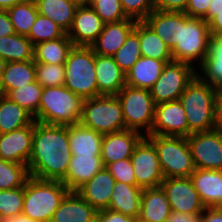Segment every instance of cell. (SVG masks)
Returning a JSON list of instances; mask_svg holds the SVG:
<instances>
[{
  "mask_svg": "<svg viewBox=\"0 0 222 222\" xmlns=\"http://www.w3.org/2000/svg\"><path fill=\"white\" fill-rule=\"evenodd\" d=\"M115 183L114 177L103 167L76 192L96 211H101L109 208Z\"/></svg>",
  "mask_w": 222,
  "mask_h": 222,
  "instance_id": "18",
  "label": "cell"
},
{
  "mask_svg": "<svg viewBox=\"0 0 222 222\" xmlns=\"http://www.w3.org/2000/svg\"><path fill=\"white\" fill-rule=\"evenodd\" d=\"M42 89L43 87L35 81L12 90L7 97L34 117L39 111Z\"/></svg>",
  "mask_w": 222,
  "mask_h": 222,
  "instance_id": "37",
  "label": "cell"
},
{
  "mask_svg": "<svg viewBox=\"0 0 222 222\" xmlns=\"http://www.w3.org/2000/svg\"><path fill=\"white\" fill-rule=\"evenodd\" d=\"M97 211L76 191H69L50 222H95Z\"/></svg>",
  "mask_w": 222,
  "mask_h": 222,
  "instance_id": "22",
  "label": "cell"
},
{
  "mask_svg": "<svg viewBox=\"0 0 222 222\" xmlns=\"http://www.w3.org/2000/svg\"><path fill=\"white\" fill-rule=\"evenodd\" d=\"M67 33L48 17L38 14L27 36L33 45L64 37Z\"/></svg>",
  "mask_w": 222,
  "mask_h": 222,
  "instance_id": "39",
  "label": "cell"
},
{
  "mask_svg": "<svg viewBox=\"0 0 222 222\" xmlns=\"http://www.w3.org/2000/svg\"><path fill=\"white\" fill-rule=\"evenodd\" d=\"M104 24L89 4L79 5L67 36L74 46H91L103 30Z\"/></svg>",
  "mask_w": 222,
  "mask_h": 222,
  "instance_id": "15",
  "label": "cell"
},
{
  "mask_svg": "<svg viewBox=\"0 0 222 222\" xmlns=\"http://www.w3.org/2000/svg\"><path fill=\"white\" fill-rule=\"evenodd\" d=\"M15 29L10 21L7 10H0V37L15 34Z\"/></svg>",
  "mask_w": 222,
  "mask_h": 222,
  "instance_id": "49",
  "label": "cell"
},
{
  "mask_svg": "<svg viewBox=\"0 0 222 222\" xmlns=\"http://www.w3.org/2000/svg\"><path fill=\"white\" fill-rule=\"evenodd\" d=\"M145 136L157 150L164 178L190 177L196 167L186 137Z\"/></svg>",
  "mask_w": 222,
  "mask_h": 222,
  "instance_id": "7",
  "label": "cell"
},
{
  "mask_svg": "<svg viewBox=\"0 0 222 222\" xmlns=\"http://www.w3.org/2000/svg\"><path fill=\"white\" fill-rule=\"evenodd\" d=\"M69 191L62 181L29 176L24 184L22 215L37 222H50Z\"/></svg>",
  "mask_w": 222,
  "mask_h": 222,
  "instance_id": "4",
  "label": "cell"
},
{
  "mask_svg": "<svg viewBox=\"0 0 222 222\" xmlns=\"http://www.w3.org/2000/svg\"><path fill=\"white\" fill-rule=\"evenodd\" d=\"M64 66L67 89L83 100L98 96L95 53L91 46H73Z\"/></svg>",
  "mask_w": 222,
  "mask_h": 222,
  "instance_id": "6",
  "label": "cell"
},
{
  "mask_svg": "<svg viewBox=\"0 0 222 222\" xmlns=\"http://www.w3.org/2000/svg\"><path fill=\"white\" fill-rule=\"evenodd\" d=\"M171 49L173 61L200 65L208 54L211 32L202 18L185 12L152 11L143 20Z\"/></svg>",
  "mask_w": 222,
  "mask_h": 222,
  "instance_id": "1",
  "label": "cell"
},
{
  "mask_svg": "<svg viewBox=\"0 0 222 222\" xmlns=\"http://www.w3.org/2000/svg\"><path fill=\"white\" fill-rule=\"evenodd\" d=\"M195 69L196 67L185 62L167 63L158 80L149 89L155 105L179 100L189 83L197 75Z\"/></svg>",
  "mask_w": 222,
  "mask_h": 222,
  "instance_id": "10",
  "label": "cell"
},
{
  "mask_svg": "<svg viewBox=\"0 0 222 222\" xmlns=\"http://www.w3.org/2000/svg\"><path fill=\"white\" fill-rule=\"evenodd\" d=\"M78 3L79 5L89 4L91 0H72Z\"/></svg>",
  "mask_w": 222,
  "mask_h": 222,
  "instance_id": "57",
  "label": "cell"
},
{
  "mask_svg": "<svg viewBox=\"0 0 222 222\" xmlns=\"http://www.w3.org/2000/svg\"><path fill=\"white\" fill-rule=\"evenodd\" d=\"M83 99L64 85L42 89L36 122L56 125H73L80 122Z\"/></svg>",
  "mask_w": 222,
  "mask_h": 222,
  "instance_id": "5",
  "label": "cell"
},
{
  "mask_svg": "<svg viewBox=\"0 0 222 222\" xmlns=\"http://www.w3.org/2000/svg\"><path fill=\"white\" fill-rule=\"evenodd\" d=\"M35 77L43 88L64 85L65 66L35 62Z\"/></svg>",
  "mask_w": 222,
  "mask_h": 222,
  "instance_id": "41",
  "label": "cell"
},
{
  "mask_svg": "<svg viewBox=\"0 0 222 222\" xmlns=\"http://www.w3.org/2000/svg\"><path fill=\"white\" fill-rule=\"evenodd\" d=\"M215 126L222 131V89H219L215 99Z\"/></svg>",
  "mask_w": 222,
  "mask_h": 222,
  "instance_id": "52",
  "label": "cell"
},
{
  "mask_svg": "<svg viewBox=\"0 0 222 222\" xmlns=\"http://www.w3.org/2000/svg\"><path fill=\"white\" fill-rule=\"evenodd\" d=\"M218 90L196 75L179 97L186 111L188 136L216 129L215 99Z\"/></svg>",
  "mask_w": 222,
  "mask_h": 222,
  "instance_id": "3",
  "label": "cell"
},
{
  "mask_svg": "<svg viewBox=\"0 0 222 222\" xmlns=\"http://www.w3.org/2000/svg\"><path fill=\"white\" fill-rule=\"evenodd\" d=\"M24 185L19 188L0 190V218H13L22 215Z\"/></svg>",
  "mask_w": 222,
  "mask_h": 222,
  "instance_id": "40",
  "label": "cell"
},
{
  "mask_svg": "<svg viewBox=\"0 0 222 222\" xmlns=\"http://www.w3.org/2000/svg\"><path fill=\"white\" fill-rule=\"evenodd\" d=\"M211 0H189L185 13L192 18H202L207 22Z\"/></svg>",
  "mask_w": 222,
  "mask_h": 222,
  "instance_id": "45",
  "label": "cell"
},
{
  "mask_svg": "<svg viewBox=\"0 0 222 222\" xmlns=\"http://www.w3.org/2000/svg\"><path fill=\"white\" fill-rule=\"evenodd\" d=\"M106 169L111 173L116 182L136 185V178L130 158L110 163L106 166Z\"/></svg>",
  "mask_w": 222,
  "mask_h": 222,
  "instance_id": "44",
  "label": "cell"
},
{
  "mask_svg": "<svg viewBox=\"0 0 222 222\" xmlns=\"http://www.w3.org/2000/svg\"><path fill=\"white\" fill-rule=\"evenodd\" d=\"M189 0H155V10L185 12Z\"/></svg>",
  "mask_w": 222,
  "mask_h": 222,
  "instance_id": "47",
  "label": "cell"
},
{
  "mask_svg": "<svg viewBox=\"0 0 222 222\" xmlns=\"http://www.w3.org/2000/svg\"><path fill=\"white\" fill-rule=\"evenodd\" d=\"M15 32L22 36H28L32 25L38 16V8L35 0H23L7 10Z\"/></svg>",
  "mask_w": 222,
  "mask_h": 222,
  "instance_id": "35",
  "label": "cell"
},
{
  "mask_svg": "<svg viewBox=\"0 0 222 222\" xmlns=\"http://www.w3.org/2000/svg\"><path fill=\"white\" fill-rule=\"evenodd\" d=\"M68 137L72 156H101L103 134L77 123L68 125Z\"/></svg>",
  "mask_w": 222,
  "mask_h": 222,
  "instance_id": "23",
  "label": "cell"
},
{
  "mask_svg": "<svg viewBox=\"0 0 222 222\" xmlns=\"http://www.w3.org/2000/svg\"><path fill=\"white\" fill-rule=\"evenodd\" d=\"M79 123L103 135L125 130L119 99L116 95H99L85 99Z\"/></svg>",
  "mask_w": 222,
  "mask_h": 222,
  "instance_id": "8",
  "label": "cell"
},
{
  "mask_svg": "<svg viewBox=\"0 0 222 222\" xmlns=\"http://www.w3.org/2000/svg\"><path fill=\"white\" fill-rule=\"evenodd\" d=\"M73 46L67 34L55 40L37 43L34 45L33 60L38 63L64 64Z\"/></svg>",
  "mask_w": 222,
  "mask_h": 222,
  "instance_id": "29",
  "label": "cell"
},
{
  "mask_svg": "<svg viewBox=\"0 0 222 222\" xmlns=\"http://www.w3.org/2000/svg\"><path fill=\"white\" fill-rule=\"evenodd\" d=\"M166 64L163 60L141 56L127 71L126 85L149 90L158 80Z\"/></svg>",
  "mask_w": 222,
  "mask_h": 222,
  "instance_id": "27",
  "label": "cell"
},
{
  "mask_svg": "<svg viewBox=\"0 0 222 222\" xmlns=\"http://www.w3.org/2000/svg\"><path fill=\"white\" fill-rule=\"evenodd\" d=\"M68 126L34 120L32 152L28 161L29 176L63 181L71 161Z\"/></svg>",
  "mask_w": 222,
  "mask_h": 222,
  "instance_id": "2",
  "label": "cell"
},
{
  "mask_svg": "<svg viewBox=\"0 0 222 222\" xmlns=\"http://www.w3.org/2000/svg\"><path fill=\"white\" fill-rule=\"evenodd\" d=\"M197 75L204 81L218 89H222V38L211 37L206 58Z\"/></svg>",
  "mask_w": 222,
  "mask_h": 222,
  "instance_id": "30",
  "label": "cell"
},
{
  "mask_svg": "<svg viewBox=\"0 0 222 222\" xmlns=\"http://www.w3.org/2000/svg\"><path fill=\"white\" fill-rule=\"evenodd\" d=\"M125 14L136 21H143L155 10V0H120Z\"/></svg>",
  "mask_w": 222,
  "mask_h": 222,
  "instance_id": "43",
  "label": "cell"
},
{
  "mask_svg": "<svg viewBox=\"0 0 222 222\" xmlns=\"http://www.w3.org/2000/svg\"><path fill=\"white\" fill-rule=\"evenodd\" d=\"M166 194L171 211L201 215L205 207L190 177L165 178L160 185Z\"/></svg>",
  "mask_w": 222,
  "mask_h": 222,
  "instance_id": "13",
  "label": "cell"
},
{
  "mask_svg": "<svg viewBox=\"0 0 222 222\" xmlns=\"http://www.w3.org/2000/svg\"><path fill=\"white\" fill-rule=\"evenodd\" d=\"M138 36L142 56L166 63L173 61L171 49L144 21H138Z\"/></svg>",
  "mask_w": 222,
  "mask_h": 222,
  "instance_id": "31",
  "label": "cell"
},
{
  "mask_svg": "<svg viewBox=\"0 0 222 222\" xmlns=\"http://www.w3.org/2000/svg\"><path fill=\"white\" fill-rule=\"evenodd\" d=\"M95 71L99 95H117L126 85V73L113 56L95 54Z\"/></svg>",
  "mask_w": 222,
  "mask_h": 222,
  "instance_id": "20",
  "label": "cell"
},
{
  "mask_svg": "<svg viewBox=\"0 0 222 222\" xmlns=\"http://www.w3.org/2000/svg\"><path fill=\"white\" fill-rule=\"evenodd\" d=\"M208 25L212 37L222 38V9L216 12V16Z\"/></svg>",
  "mask_w": 222,
  "mask_h": 222,
  "instance_id": "50",
  "label": "cell"
},
{
  "mask_svg": "<svg viewBox=\"0 0 222 222\" xmlns=\"http://www.w3.org/2000/svg\"><path fill=\"white\" fill-rule=\"evenodd\" d=\"M133 222H145V221H142L139 218H135Z\"/></svg>",
  "mask_w": 222,
  "mask_h": 222,
  "instance_id": "58",
  "label": "cell"
},
{
  "mask_svg": "<svg viewBox=\"0 0 222 222\" xmlns=\"http://www.w3.org/2000/svg\"><path fill=\"white\" fill-rule=\"evenodd\" d=\"M148 135L188 137L186 111L179 100L155 105L153 126Z\"/></svg>",
  "mask_w": 222,
  "mask_h": 222,
  "instance_id": "14",
  "label": "cell"
},
{
  "mask_svg": "<svg viewBox=\"0 0 222 222\" xmlns=\"http://www.w3.org/2000/svg\"><path fill=\"white\" fill-rule=\"evenodd\" d=\"M38 13L58 24L66 33L71 28L79 4L72 0H35Z\"/></svg>",
  "mask_w": 222,
  "mask_h": 222,
  "instance_id": "28",
  "label": "cell"
},
{
  "mask_svg": "<svg viewBox=\"0 0 222 222\" xmlns=\"http://www.w3.org/2000/svg\"><path fill=\"white\" fill-rule=\"evenodd\" d=\"M34 118L7 96L0 98V134L30 125Z\"/></svg>",
  "mask_w": 222,
  "mask_h": 222,
  "instance_id": "34",
  "label": "cell"
},
{
  "mask_svg": "<svg viewBox=\"0 0 222 222\" xmlns=\"http://www.w3.org/2000/svg\"><path fill=\"white\" fill-rule=\"evenodd\" d=\"M141 56L137 21L135 28L129 33L124 44L113 55V58L120 69L127 73Z\"/></svg>",
  "mask_w": 222,
  "mask_h": 222,
  "instance_id": "36",
  "label": "cell"
},
{
  "mask_svg": "<svg viewBox=\"0 0 222 222\" xmlns=\"http://www.w3.org/2000/svg\"><path fill=\"white\" fill-rule=\"evenodd\" d=\"M142 192L143 189L139 186L116 182L108 209L138 218L141 209Z\"/></svg>",
  "mask_w": 222,
  "mask_h": 222,
  "instance_id": "26",
  "label": "cell"
},
{
  "mask_svg": "<svg viewBox=\"0 0 222 222\" xmlns=\"http://www.w3.org/2000/svg\"><path fill=\"white\" fill-rule=\"evenodd\" d=\"M0 222H37V221H34L33 219L26 217L24 215H18L10 219L0 218Z\"/></svg>",
  "mask_w": 222,
  "mask_h": 222,
  "instance_id": "54",
  "label": "cell"
},
{
  "mask_svg": "<svg viewBox=\"0 0 222 222\" xmlns=\"http://www.w3.org/2000/svg\"><path fill=\"white\" fill-rule=\"evenodd\" d=\"M190 178L205 208L222 207V171L196 168Z\"/></svg>",
  "mask_w": 222,
  "mask_h": 222,
  "instance_id": "19",
  "label": "cell"
},
{
  "mask_svg": "<svg viewBox=\"0 0 222 222\" xmlns=\"http://www.w3.org/2000/svg\"><path fill=\"white\" fill-rule=\"evenodd\" d=\"M145 136L143 132L131 129L104 134L101 142V159L103 166L131 158L136 145Z\"/></svg>",
  "mask_w": 222,
  "mask_h": 222,
  "instance_id": "16",
  "label": "cell"
},
{
  "mask_svg": "<svg viewBox=\"0 0 222 222\" xmlns=\"http://www.w3.org/2000/svg\"><path fill=\"white\" fill-rule=\"evenodd\" d=\"M89 5L104 23L134 20L125 14L120 0H91Z\"/></svg>",
  "mask_w": 222,
  "mask_h": 222,
  "instance_id": "42",
  "label": "cell"
},
{
  "mask_svg": "<svg viewBox=\"0 0 222 222\" xmlns=\"http://www.w3.org/2000/svg\"><path fill=\"white\" fill-rule=\"evenodd\" d=\"M23 0H0V10H8Z\"/></svg>",
  "mask_w": 222,
  "mask_h": 222,
  "instance_id": "55",
  "label": "cell"
},
{
  "mask_svg": "<svg viewBox=\"0 0 222 222\" xmlns=\"http://www.w3.org/2000/svg\"><path fill=\"white\" fill-rule=\"evenodd\" d=\"M198 222H222V207L205 208Z\"/></svg>",
  "mask_w": 222,
  "mask_h": 222,
  "instance_id": "48",
  "label": "cell"
},
{
  "mask_svg": "<svg viewBox=\"0 0 222 222\" xmlns=\"http://www.w3.org/2000/svg\"><path fill=\"white\" fill-rule=\"evenodd\" d=\"M28 178L29 173L26 165L0 158V190L22 187Z\"/></svg>",
  "mask_w": 222,
  "mask_h": 222,
  "instance_id": "38",
  "label": "cell"
},
{
  "mask_svg": "<svg viewBox=\"0 0 222 222\" xmlns=\"http://www.w3.org/2000/svg\"><path fill=\"white\" fill-rule=\"evenodd\" d=\"M197 169L222 171V131L213 129L187 137Z\"/></svg>",
  "mask_w": 222,
  "mask_h": 222,
  "instance_id": "12",
  "label": "cell"
},
{
  "mask_svg": "<svg viewBox=\"0 0 222 222\" xmlns=\"http://www.w3.org/2000/svg\"><path fill=\"white\" fill-rule=\"evenodd\" d=\"M135 218L109 209L97 211L95 222H133Z\"/></svg>",
  "mask_w": 222,
  "mask_h": 222,
  "instance_id": "46",
  "label": "cell"
},
{
  "mask_svg": "<svg viewBox=\"0 0 222 222\" xmlns=\"http://www.w3.org/2000/svg\"><path fill=\"white\" fill-rule=\"evenodd\" d=\"M136 20L105 23L97 40L91 45L95 54L113 56L135 28Z\"/></svg>",
  "mask_w": 222,
  "mask_h": 222,
  "instance_id": "21",
  "label": "cell"
},
{
  "mask_svg": "<svg viewBox=\"0 0 222 222\" xmlns=\"http://www.w3.org/2000/svg\"><path fill=\"white\" fill-rule=\"evenodd\" d=\"M170 205L161 186L144 188L139 219L145 222H166Z\"/></svg>",
  "mask_w": 222,
  "mask_h": 222,
  "instance_id": "25",
  "label": "cell"
},
{
  "mask_svg": "<svg viewBox=\"0 0 222 222\" xmlns=\"http://www.w3.org/2000/svg\"><path fill=\"white\" fill-rule=\"evenodd\" d=\"M222 9V0H211L209 10L207 13V23H209L215 16L216 12Z\"/></svg>",
  "mask_w": 222,
  "mask_h": 222,
  "instance_id": "53",
  "label": "cell"
},
{
  "mask_svg": "<svg viewBox=\"0 0 222 222\" xmlns=\"http://www.w3.org/2000/svg\"><path fill=\"white\" fill-rule=\"evenodd\" d=\"M103 167L101 156H72L62 182L70 191H77Z\"/></svg>",
  "mask_w": 222,
  "mask_h": 222,
  "instance_id": "24",
  "label": "cell"
},
{
  "mask_svg": "<svg viewBox=\"0 0 222 222\" xmlns=\"http://www.w3.org/2000/svg\"><path fill=\"white\" fill-rule=\"evenodd\" d=\"M130 159L134 169L136 186L144 189L161 185L165 178L158 153L153 143L146 136L136 145Z\"/></svg>",
  "mask_w": 222,
  "mask_h": 222,
  "instance_id": "11",
  "label": "cell"
},
{
  "mask_svg": "<svg viewBox=\"0 0 222 222\" xmlns=\"http://www.w3.org/2000/svg\"><path fill=\"white\" fill-rule=\"evenodd\" d=\"M3 81L6 96L14 89L35 82L34 60L3 63Z\"/></svg>",
  "mask_w": 222,
  "mask_h": 222,
  "instance_id": "33",
  "label": "cell"
},
{
  "mask_svg": "<svg viewBox=\"0 0 222 222\" xmlns=\"http://www.w3.org/2000/svg\"><path fill=\"white\" fill-rule=\"evenodd\" d=\"M116 96L122 106L125 129L141 132L144 127L148 135L152 130L155 113L150 91L125 85Z\"/></svg>",
  "mask_w": 222,
  "mask_h": 222,
  "instance_id": "9",
  "label": "cell"
},
{
  "mask_svg": "<svg viewBox=\"0 0 222 222\" xmlns=\"http://www.w3.org/2000/svg\"><path fill=\"white\" fill-rule=\"evenodd\" d=\"M199 216L171 211L166 222H198Z\"/></svg>",
  "mask_w": 222,
  "mask_h": 222,
  "instance_id": "51",
  "label": "cell"
},
{
  "mask_svg": "<svg viewBox=\"0 0 222 222\" xmlns=\"http://www.w3.org/2000/svg\"><path fill=\"white\" fill-rule=\"evenodd\" d=\"M6 96V90L3 81V63L0 62V98Z\"/></svg>",
  "mask_w": 222,
  "mask_h": 222,
  "instance_id": "56",
  "label": "cell"
},
{
  "mask_svg": "<svg viewBox=\"0 0 222 222\" xmlns=\"http://www.w3.org/2000/svg\"><path fill=\"white\" fill-rule=\"evenodd\" d=\"M34 45L27 36L17 33L0 37V62L33 60Z\"/></svg>",
  "mask_w": 222,
  "mask_h": 222,
  "instance_id": "32",
  "label": "cell"
},
{
  "mask_svg": "<svg viewBox=\"0 0 222 222\" xmlns=\"http://www.w3.org/2000/svg\"><path fill=\"white\" fill-rule=\"evenodd\" d=\"M34 121L12 132L0 134V158L28 165L32 152Z\"/></svg>",
  "mask_w": 222,
  "mask_h": 222,
  "instance_id": "17",
  "label": "cell"
}]
</instances>
